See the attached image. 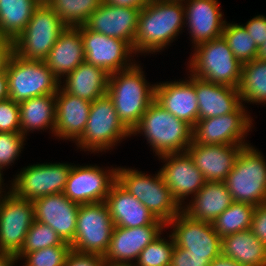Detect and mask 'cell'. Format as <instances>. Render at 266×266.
I'll use <instances>...</instances> for the list:
<instances>
[{"instance_id":"db71d44e","label":"cell","mask_w":266,"mask_h":266,"mask_svg":"<svg viewBox=\"0 0 266 266\" xmlns=\"http://www.w3.org/2000/svg\"><path fill=\"white\" fill-rule=\"evenodd\" d=\"M104 266H134V265L105 263Z\"/></svg>"},{"instance_id":"b9f144b4","label":"cell","mask_w":266,"mask_h":266,"mask_svg":"<svg viewBox=\"0 0 266 266\" xmlns=\"http://www.w3.org/2000/svg\"><path fill=\"white\" fill-rule=\"evenodd\" d=\"M206 256L191 255L189 250L174 246L170 266H209Z\"/></svg>"},{"instance_id":"7402d4cb","label":"cell","mask_w":266,"mask_h":266,"mask_svg":"<svg viewBox=\"0 0 266 266\" xmlns=\"http://www.w3.org/2000/svg\"><path fill=\"white\" fill-rule=\"evenodd\" d=\"M189 80L166 81L155 84V101L176 118L192 127L198 121V101L194 87V75Z\"/></svg>"},{"instance_id":"7dc6e473","label":"cell","mask_w":266,"mask_h":266,"mask_svg":"<svg viewBox=\"0 0 266 266\" xmlns=\"http://www.w3.org/2000/svg\"><path fill=\"white\" fill-rule=\"evenodd\" d=\"M108 4H113L117 6H126L131 8H142L145 6L149 0H103Z\"/></svg>"},{"instance_id":"ffe728a7","label":"cell","mask_w":266,"mask_h":266,"mask_svg":"<svg viewBox=\"0 0 266 266\" xmlns=\"http://www.w3.org/2000/svg\"><path fill=\"white\" fill-rule=\"evenodd\" d=\"M141 9L102 1L85 26L93 32L127 41L133 47Z\"/></svg>"},{"instance_id":"44dd1931","label":"cell","mask_w":266,"mask_h":266,"mask_svg":"<svg viewBox=\"0 0 266 266\" xmlns=\"http://www.w3.org/2000/svg\"><path fill=\"white\" fill-rule=\"evenodd\" d=\"M185 24L193 47L221 37L226 20H223L218 0H182Z\"/></svg>"},{"instance_id":"74e56055","label":"cell","mask_w":266,"mask_h":266,"mask_svg":"<svg viewBox=\"0 0 266 266\" xmlns=\"http://www.w3.org/2000/svg\"><path fill=\"white\" fill-rule=\"evenodd\" d=\"M61 237L49 226L35 220L28 230L23 246L18 253H30L43 248L60 246Z\"/></svg>"},{"instance_id":"83f0119b","label":"cell","mask_w":266,"mask_h":266,"mask_svg":"<svg viewBox=\"0 0 266 266\" xmlns=\"http://www.w3.org/2000/svg\"><path fill=\"white\" fill-rule=\"evenodd\" d=\"M233 202L224 182H205L191 201L181 207V211L193 219L212 223Z\"/></svg>"},{"instance_id":"ee69618b","label":"cell","mask_w":266,"mask_h":266,"mask_svg":"<svg viewBox=\"0 0 266 266\" xmlns=\"http://www.w3.org/2000/svg\"><path fill=\"white\" fill-rule=\"evenodd\" d=\"M250 230L266 246V203L255 206Z\"/></svg>"},{"instance_id":"8d00e7d4","label":"cell","mask_w":266,"mask_h":266,"mask_svg":"<svg viewBox=\"0 0 266 266\" xmlns=\"http://www.w3.org/2000/svg\"><path fill=\"white\" fill-rule=\"evenodd\" d=\"M168 240L158 236L141 252L134 266H170L172 252L175 246L172 235Z\"/></svg>"},{"instance_id":"ba28073f","label":"cell","mask_w":266,"mask_h":266,"mask_svg":"<svg viewBox=\"0 0 266 266\" xmlns=\"http://www.w3.org/2000/svg\"><path fill=\"white\" fill-rule=\"evenodd\" d=\"M6 75L9 98L17 103L41 95H56L59 79L44 61L26 60L13 53Z\"/></svg>"},{"instance_id":"277c9868","label":"cell","mask_w":266,"mask_h":266,"mask_svg":"<svg viewBox=\"0 0 266 266\" xmlns=\"http://www.w3.org/2000/svg\"><path fill=\"white\" fill-rule=\"evenodd\" d=\"M116 181L165 224L181 211V206L173 198L160 171L151 177L135 168L117 167Z\"/></svg>"},{"instance_id":"4fadbf2b","label":"cell","mask_w":266,"mask_h":266,"mask_svg":"<svg viewBox=\"0 0 266 266\" xmlns=\"http://www.w3.org/2000/svg\"><path fill=\"white\" fill-rule=\"evenodd\" d=\"M77 28L83 40L86 62L103 69L109 75L135 64L136 61L131 58H134L132 54L135 51L127 41L93 32L85 25Z\"/></svg>"},{"instance_id":"d590c367","label":"cell","mask_w":266,"mask_h":266,"mask_svg":"<svg viewBox=\"0 0 266 266\" xmlns=\"http://www.w3.org/2000/svg\"><path fill=\"white\" fill-rule=\"evenodd\" d=\"M221 36L241 64L257 59L258 47L242 24L226 21Z\"/></svg>"},{"instance_id":"ab89813d","label":"cell","mask_w":266,"mask_h":266,"mask_svg":"<svg viewBox=\"0 0 266 266\" xmlns=\"http://www.w3.org/2000/svg\"><path fill=\"white\" fill-rule=\"evenodd\" d=\"M26 138L20 132H0V169L13 165L20 156ZM13 163V164H11Z\"/></svg>"},{"instance_id":"60d3db41","label":"cell","mask_w":266,"mask_h":266,"mask_svg":"<svg viewBox=\"0 0 266 266\" xmlns=\"http://www.w3.org/2000/svg\"><path fill=\"white\" fill-rule=\"evenodd\" d=\"M0 132H20L19 104L10 98L0 101Z\"/></svg>"},{"instance_id":"1f68e13d","label":"cell","mask_w":266,"mask_h":266,"mask_svg":"<svg viewBox=\"0 0 266 266\" xmlns=\"http://www.w3.org/2000/svg\"><path fill=\"white\" fill-rule=\"evenodd\" d=\"M39 5L37 0H0V35L16 39Z\"/></svg>"},{"instance_id":"e0dca14e","label":"cell","mask_w":266,"mask_h":266,"mask_svg":"<svg viewBox=\"0 0 266 266\" xmlns=\"http://www.w3.org/2000/svg\"><path fill=\"white\" fill-rule=\"evenodd\" d=\"M165 228L166 224L159 219L152 225L135 228L115 226L104 255L105 263L134 265L140 252L162 235Z\"/></svg>"},{"instance_id":"9c48e42d","label":"cell","mask_w":266,"mask_h":266,"mask_svg":"<svg viewBox=\"0 0 266 266\" xmlns=\"http://www.w3.org/2000/svg\"><path fill=\"white\" fill-rule=\"evenodd\" d=\"M65 28L47 4H40L25 30L13 40L14 53L26 60L44 61Z\"/></svg>"},{"instance_id":"f35d334b","label":"cell","mask_w":266,"mask_h":266,"mask_svg":"<svg viewBox=\"0 0 266 266\" xmlns=\"http://www.w3.org/2000/svg\"><path fill=\"white\" fill-rule=\"evenodd\" d=\"M70 251L71 245L64 242L60 246L43 248L30 253H17L15 256L25 260L23 266H64Z\"/></svg>"},{"instance_id":"603a6c76","label":"cell","mask_w":266,"mask_h":266,"mask_svg":"<svg viewBox=\"0 0 266 266\" xmlns=\"http://www.w3.org/2000/svg\"><path fill=\"white\" fill-rule=\"evenodd\" d=\"M244 146L247 145H201L192 141L186 152L206 182H224Z\"/></svg>"},{"instance_id":"11a10c76","label":"cell","mask_w":266,"mask_h":266,"mask_svg":"<svg viewBox=\"0 0 266 266\" xmlns=\"http://www.w3.org/2000/svg\"><path fill=\"white\" fill-rule=\"evenodd\" d=\"M40 4L46 3L48 0H37Z\"/></svg>"},{"instance_id":"f907efd6","label":"cell","mask_w":266,"mask_h":266,"mask_svg":"<svg viewBox=\"0 0 266 266\" xmlns=\"http://www.w3.org/2000/svg\"><path fill=\"white\" fill-rule=\"evenodd\" d=\"M18 258L15 254L11 253H0V266H15L18 263Z\"/></svg>"},{"instance_id":"9a60e30c","label":"cell","mask_w":266,"mask_h":266,"mask_svg":"<svg viewBox=\"0 0 266 266\" xmlns=\"http://www.w3.org/2000/svg\"><path fill=\"white\" fill-rule=\"evenodd\" d=\"M173 228L171 235L176 246L189 250L191 255L206 256L210 261L221 255V237L214 231L212 223L178 213L166 228Z\"/></svg>"},{"instance_id":"f546056e","label":"cell","mask_w":266,"mask_h":266,"mask_svg":"<svg viewBox=\"0 0 266 266\" xmlns=\"http://www.w3.org/2000/svg\"><path fill=\"white\" fill-rule=\"evenodd\" d=\"M19 104L20 133L26 137L34 130H48L54 135L56 125L55 95L36 96Z\"/></svg>"},{"instance_id":"5bb4252c","label":"cell","mask_w":266,"mask_h":266,"mask_svg":"<svg viewBox=\"0 0 266 266\" xmlns=\"http://www.w3.org/2000/svg\"><path fill=\"white\" fill-rule=\"evenodd\" d=\"M35 221L33 202L12 191L0 200V253L17 254Z\"/></svg>"},{"instance_id":"7a4b0ae2","label":"cell","mask_w":266,"mask_h":266,"mask_svg":"<svg viewBox=\"0 0 266 266\" xmlns=\"http://www.w3.org/2000/svg\"><path fill=\"white\" fill-rule=\"evenodd\" d=\"M141 65L109 75L107 95L112 100L118 119L131 132L155 100V84L145 79Z\"/></svg>"},{"instance_id":"cb8c5ba5","label":"cell","mask_w":266,"mask_h":266,"mask_svg":"<svg viewBox=\"0 0 266 266\" xmlns=\"http://www.w3.org/2000/svg\"><path fill=\"white\" fill-rule=\"evenodd\" d=\"M56 125L54 136L58 139L77 141L88 121L90 101L65 92L61 86L55 95Z\"/></svg>"},{"instance_id":"30bf717a","label":"cell","mask_w":266,"mask_h":266,"mask_svg":"<svg viewBox=\"0 0 266 266\" xmlns=\"http://www.w3.org/2000/svg\"><path fill=\"white\" fill-rule=\"evenodd\" d=\"M114 227L105 201L80 204L71 249L104 256L109 248Z\"/></svg>"},{"instance_id":"7bdbcfd3","label":"cell","mask_w":266,"mask_h":266,"mask_svg":"<svg viewBox=\"0 0 266 266\" xmlns=\"http://www.w3.org/2000/svg\"><path fill=\"white\" fill-rule=\"evenodd\" d=\"M104 256L98 254L80 253L71 249L64 266H104Z\"/></svg>"},{"instance_id":"2e32d148","label":"cell","mask_w":266,"mask_h":266,"mask_svg":"<svg viewBox=\"0 0 266 266\" xmlns=\"http://www.w3.org/2000/svg\"><path fill=\"white\" fill-rule=\"evenodd\" d=\"M103 169L97 165H72L63 194L78 204L105 201L116 181L117 167Z\"/></svg>"},{"instance_id":"6da1fadb","label":"cell","mask_w":266,"mask_h":266,"mask_svg":"<svg viewBox=\"0 0 266 266\" xmlns=\"http://www.w3.org/2000/svg\"><path fill=\"white\" fill-rule=\"evenodd\" d=\"M183 26L182 0H149L139 13L133 45L135 55L161 52L173 43Z\"/></svg>"},{"instance_id":"836d02e7","label":"cell","mask_w":266,"mask_h":266,"mask_svg":"<svg viewBox=\"0 0 266 266\" xmlns=\"http://www.w3.org/2000/svg\"><path fill=\"white\" fill-rule=\"evenodd\" d=\"M254 209L253 205L234 201L212 222L214 231L223 238L250 229Z\"/></svg>"},{"instance_id":"d6986e66","label":"cell","mask_w":266,"mask_h":266,"mask_svg":"<svg viewBox=\"0 0 266 266\" xmlns=\"http://www.w3.org/2000/svg\"><path fill=\"white\" fill-rule=\"evenodd\" d=\"M32 202L35 220L49 225L64 242L71 245L80 204L71 201L63 193L40 197Z\"/></svg>"},{"instance_id":"d6a6232c","label":"cell","mask_w":266,"mask_h":266,"mask_svg":"<svg viewBox=\"0 0 266 266\" xmlns=\"http://www.w3.org/2000/svg\"><path fill=\"white\" fill-rule=\"evenodd\" d=\"M241 102L266 104V61L253 59L242 64L241 81L239 84ZM258 103V104H257Z\"/></svg>"},{"instance_id":"f6af8a7d","label":"cell","mask_w":266,"mask_h":266,"mask_svg":"<svg viewBox=\"0 0 266 266\" xmlns=\"http://www.w3.org/2000/svg\"><path fill=\"white\" fill-rule=\"evenodd\" d=\"M242 25L254 39L257 47H260L266 41V16L257 15L247 21L246 25Z\"/></svg>"},{"instance_id":"484cf974","label":"cell","mask_w":266,"mask_h":266,"mask_svg":"<svg viewBox=\"0 0 266 266\" xmlns=\"http://www.w3.org/2000/svg\"><path fill=\"white\" fill-rule=\"evenodd\" d=\"M198 101V120L235 112L241 105L239 90L194 76Z\"/></svg>"},{"instance_id":"f1b7e54d","label":"cell","mask_w":266,"mask_h":266,"mask_svg":"<svg viewBox=\"0 0 266 266\" xmlns=\"http://www.w3.org/2000/svg\"><path fill=\"white\" fill-rule=\"evenodd\" d=\"M65 77L60 86L73 96L93 102L107 94L109 74L86 61Z\"/></svg>"},{"instance_id":"7c38bea8","label":"cell","mask_w":266,"mask_h":266,"mask_svg":"<svg viewBox=\"0 0 266 266\" xmlns=\"http://www.w3.org/2000/svg\"><path fill=\"white\" fill-rule=\"evenodd\" d=\"M248 113L242 104L235 112L200 119L193 126L192 141L201 145H249L244 139L253 128Z\"/></svg>"},{"instance_id":"5b68a950","label":"cell","mask_w":266,"mask_h":266,"mask_svg":"<svg viewBox=\"0 0 266 266\" xmlns=\"http://www.w3.org/2000/svg\"><path fill=\"white\" fill-rule=\"evenodd\" d=\"M187 67L191 75L200 79L239 88L242 64L222 36L195 46Z\"/></svg>"},{"instance_id":"8fae6325","label":"cell","mask_w":266,"mask_h":266,"mask_svg":"<svg viewBox=\"0 0 266 266\" xmlns=\"http://www.w3.org/2000/svg\"><path fill=\"white\" fill-rule=\"evenodd\" d=\"M72 164L41 163L23 167L11 181V191L19 198H37L63 193Z\"/></svg>"},{"instance_id":"ac0fdd59","label":"cell","mask_w":266,"mask_h":266,"mask_svg":"<svg viewBox=\"0 0 266 266\" xmlns=\"http://www.w3.org/2000/svg\"><path fill=\"white\" fill-rule=\"evenodd\" d=\"M158 158L165 163L159 170L163 181L182 207L187 197H193L204 186V176L187 152L165 154Z\"/></svg>"},{"instance_id":"4316f807","label":"cell","mask_w":266,"mask_h":266,"mask_svg":"<svg viewBox=\"0 0 266 266\" xmlns=\"http://www.w3.org/2000/svg\"><path fill=\"white\" fill-rule=\"evenodd\" d=\"M85 61L83 40L77 27H66L44 60L51 72L61 81Z\"/></svg>"},{"instance_id":"4dcf8cb0","label":"cell","mask_w":266,"mask_h":266,"mask_svg":"<svg viewBox=\"0 0 266 266\" xmlns=\"http://www.w3.org/2000/svg\"><path fill=\"white\" fill-rule=\"evenodd\" d=\"M221 254L244 266H266V246L250 229L221 238Z\"/></svg>"},{"instance_id":"d4e9b609","label":"cell","mask_w":266,"mask_h":266,"mask_svg":"<svg viewBox=\"0 0 266 266\" xmlns=\"http://www.w3.org/2000/svg\"><path fill=\"white\" fill-rule=\"evenodd\" d=\"M113 224L135 228L152 225L158 219L150 210L115 181L105 199Z\"/></svg>"},{"instance_id":"681fc988","label":"cell","mask_w":266,"mask_h":266,"mask_svg":"<svg viewBox=\"0 0 266 266\" xmlns=\"http://www.w3.org/2000/svg\"><path fill=\"white\" fill-rule=\"evenodd\" d=\"M8 79L5 72H0V101L8 99Z\"/></svg>"},{"instance_id":"f5cc1de1","label":"cell","mask_w":266,"mask_h":266,"mask_svg":"<svg viewBox=\"0 0 266 266\" xmlns=\"http://www.w3.org/2000/svg\"><path fill=\"white\" fill-rule=\"evenodd\" d=\"M257 58L266 61V41L260 47H258Z\"/></svg>"},{"instance_id":"bcb514c9","label":"cell","mask_w":266,"mask_h":266,"mask_svg":"<svg viewBox=\"0 0 266 266\" xmlns=\"http://www.w3.org/2000/svg\"><path fill=\"white\" fill-rule=\"evenodd\" d=\"M14 53V41L0 35V72H5Z\"/></svg>"},{"instance_id":"e575fe53","label":"cell","mask_w":266,"mask_h":266,"mask_svg":"<svg viewBox=\"0 0 266 266\" xmlns=\"http://www.w3.org/2000/svg\"><path fill=\"white\" fill-rule=\"evenodd\" d=\"M103 0H48L47 4L66 27L85 25Z\"/></svg>"},{"instance_id":"3957f363","label":"cell","mask_w":266,"mask_h":266,"mask_svg":"<svg viewBox=\"0 0 266 266\" xmlns=\"http://www.w3.org/2000/svg\"><path fill=\"white\" fill-rule=\"evenodd\" d=\"M193 127L176 118L155 100L130 132L141 133L158 157L165 154L186 152L192 142Z\"/></svg>"},{"instance_id":"816d5d0a","label":"cell","mask_w":266,"mask_h":266,"mask_svg":"<svg viewBox=\"0 0 266 266\" xmlns=\"http://www.w3.org/2000/svg\"><path fill=\"white\" fill-rule=\"evenodd\" d=\"M3 182H4V180H3V170L0 169V200L3 197L7 196L11 192V186L9 187V191L7 193L4 191V188H3L4 186H2V185H4L5 183H3Z\"/></svg>"},{"instance_id":"8992f818","label":"cell","mask_w":266,"mask_h":266,"mask_svg":"<svg viewBox=\"0 0 266 266\" xmlns=\"http://www.w3.org/2000/svg\"><path fill=\"white\" fill-rule=\"evenodd\" d=\"M251 144L244 146L224 183L233 201L253 206L266 203V160Z\"/></svg>"},{"instance_id":"52a82bcc","label":"cell","mask_w":266,"mask_h":266,"mask_svg":"<svg viewBox=\"0 0 266 266\" xmlns=\"http://www.w3.org/2000/svg\"><path fill=\"white\" fill-rule=\"evenodd\" d=\"M130 136V131L118 119L115 106L106 94L91 103L86 128L75 143L82 151L106 152Z\"/></svg>"},{"instance_id":"c3c4849f","label":"cell","mask_w":266,"mask_h":266,"mask_svg":"<svg viewBox=\"0 0 266 266\" xmlns=\"http://www.w3.org/2000/svg\"><path fill=\"white\" fill-rule=\"evenodd\" d=\"M209 266H244V265H241L237 261L229 257H225L221 254L220 256L214 258Z\"/></svg>"}]
</instances>
